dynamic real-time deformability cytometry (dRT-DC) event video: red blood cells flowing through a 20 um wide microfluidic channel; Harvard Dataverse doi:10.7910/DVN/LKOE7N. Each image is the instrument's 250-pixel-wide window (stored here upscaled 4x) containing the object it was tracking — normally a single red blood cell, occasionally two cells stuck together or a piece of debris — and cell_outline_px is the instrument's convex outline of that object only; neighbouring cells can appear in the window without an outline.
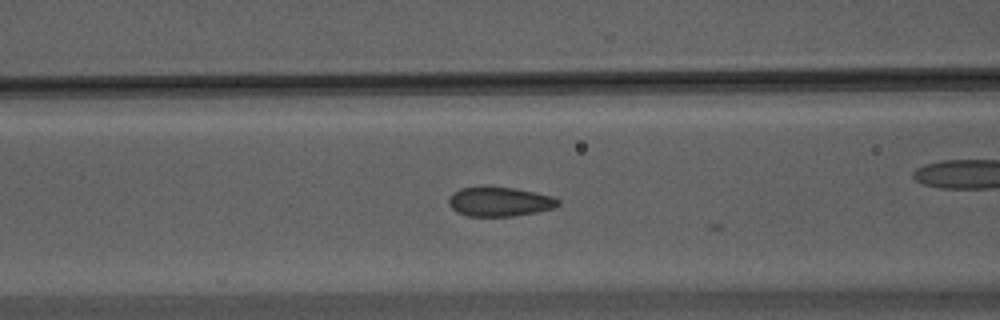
{"species": "Egyptian fruit bat (a non-hibernating species)", "species_latin": "Rousettus aegyptiacus", "temperature_condition": "warm", "stored_images_in_passage": 4, "camera_frame_rate_fps": 3000, "um_per_image_px": 0.085, "animal": {"sex": "male"}, "frame": {"image": 1, "passage_image": 3, "time_ms": 0.667, "image_size_px": [1000, 320], "cell_outline_px": [[560, 204], [552, 208], [536, 212], [512, 216], [468, 216], [456, 212], [448, 204], [448, 200], [452, 192], [460, 188], [512, 188], [536, 192], [552, 196], [560, 200]], "centroid_in_image_um": [42.45, 17.16], "position_along_channel_um": 124.1, "area_um2": 18.44}}